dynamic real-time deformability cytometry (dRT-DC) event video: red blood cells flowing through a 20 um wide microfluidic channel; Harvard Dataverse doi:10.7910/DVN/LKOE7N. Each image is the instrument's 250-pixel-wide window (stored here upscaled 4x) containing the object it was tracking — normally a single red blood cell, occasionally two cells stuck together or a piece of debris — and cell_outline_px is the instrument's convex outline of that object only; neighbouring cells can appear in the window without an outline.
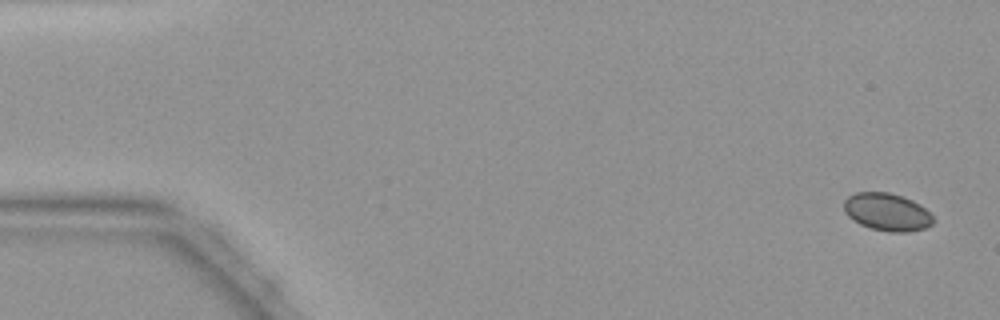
{"species": "common noctule bat (a hibernating species)", "species_latin": "Nyctalus noctula", "temperature_condition": "warm", "stored_images_in_passage": 6, "camera_frame_rate_fps": 3000, "um_per_image_px": 0.085, "animal": {"sex": "female", "body_mass_g": 19.9}, "frame": {"image": 1, "passage_image": 1, "time_ms": 0.0, "image_size_px": [1000, 320], "cell_outline_px": [[936, 220], [932, 224], [924, 228], [908, 232], [888, 232], [872, 228], [860, 224], [852, 220], [844, 212], [844, 200], [848, 196], [856, 192], [888, 192], [912, 200], [920, 204]], "centroid_in_image_um": [75.39, 18.02], "position_along_channel_um": 9.6, "area_um2": 19.59}}